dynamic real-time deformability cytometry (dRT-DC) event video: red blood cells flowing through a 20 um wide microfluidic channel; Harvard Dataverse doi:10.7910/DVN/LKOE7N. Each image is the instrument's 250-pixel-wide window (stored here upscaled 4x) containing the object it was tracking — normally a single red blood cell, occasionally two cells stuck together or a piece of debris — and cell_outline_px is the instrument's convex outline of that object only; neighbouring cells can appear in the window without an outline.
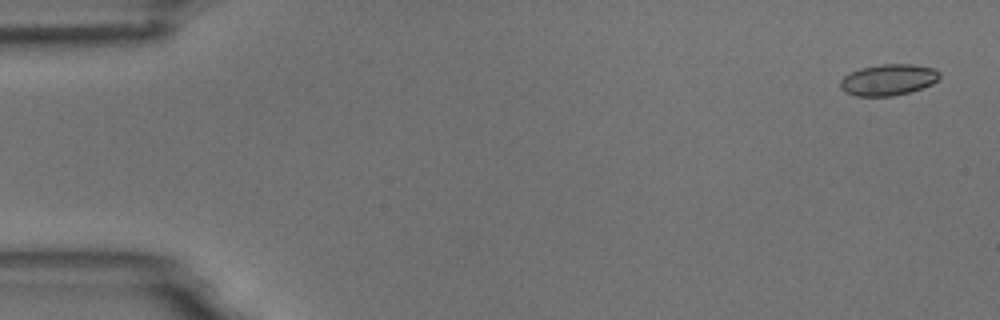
{"species": "common noctule bat (a hibernating species)", "species_latin": "Nyctalus noctula", "temperature_condition": "room temperature", "stored_images_in_passage": 5, "camera_frame_rate_fps": 3000, "um_per_image_px": 0.085, "animal": {"sex": "male", "body_mass_g": 18.8}, "frame": {"image": 1, "passage_image": 1, "time_ms": 0.0, "image_size_px": [1000, 320], "cell_outline_px": [[940, 76], [932, 84], [908, 92], [892, 96], [856, 96], [844, 92], [840, 88], [840, 80], [844, 76], [860, 68], [884, 64], [912, 64], [936, 68], [940, 72]], "centroid_in_image_um": [75.5, 6.78], "position_along_channel_um": 9.5, "area_um2": 18.03}}
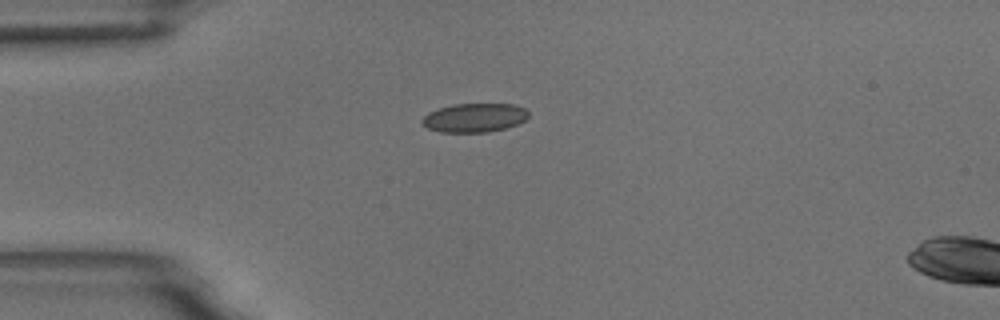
{"frame": {"image": 2, "passage_image": 4, "time_ms": 4.0, "image_size_px": [1000, 320], "cell_outline_px": [[528, 116], [524, 120], [508, 128], [488, 132], [440, 132], [428, 128], [420, 124], [420, 120], [428, 112], [452, 104], [512, 104], [524, 108], [528, 112]], "centroid_in_image_um": [40.29, 10.01], "position_along_channel_um": 44.7, "area_um2": 17.98}}